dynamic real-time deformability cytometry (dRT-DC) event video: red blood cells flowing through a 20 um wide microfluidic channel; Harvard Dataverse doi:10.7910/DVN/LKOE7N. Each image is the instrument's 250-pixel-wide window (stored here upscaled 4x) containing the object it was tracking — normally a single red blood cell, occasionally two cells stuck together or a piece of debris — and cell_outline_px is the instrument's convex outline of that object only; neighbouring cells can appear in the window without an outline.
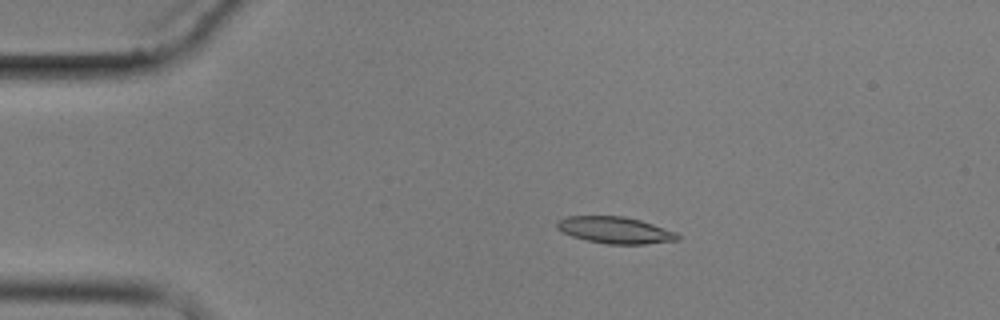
{"species": "common noctule bat (a hibernating species)", "species_latin": "Nyctalus noctula", "temperature_condition": "cold", "stored_images_in_passage": 14, "camera_frame_rate_fps": 3000, "um_per_image_px": 0.085, "animal": {"sex": "male", "body_mass_g": 17.9}, "frame": {"image": 1, "passage_image": 2, "time_ms": 2.0, "image_size_px": [1000, 320], "cell_outline_px": [[680, 240], [644, 244], [604, 244], [572, 236], [556, 228], [556, 220], [568, 216], [624, 216], [640, 220], [676, 232], [680, 236]], "centroid_in_image_um": [52.28, 19.56], "position_along_channel_um": 32.7, "area_um2": 18.73}}
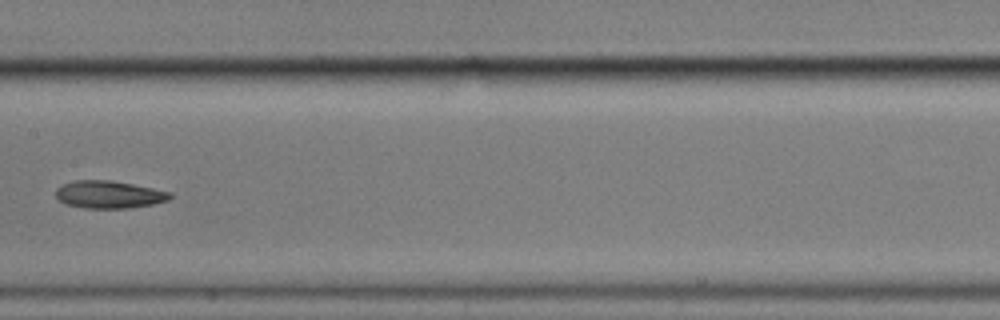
{"frame": {"image": 2, "passage_image": 7, "time_ms": 8.0, "image_size_px": [1000, 320], "cell_outline_px": [[172, 196], [168, 200], [152, 204], [128, 208], [84, 208], [64, 204], [56, 200], [56, 188], [60, 184], [76, 180], [112, 180], [172, 192]], "centroid_in_image_um": [9.2, 16.53], "position_along_channel_um": 198.2, "area_um2": 18.5}}
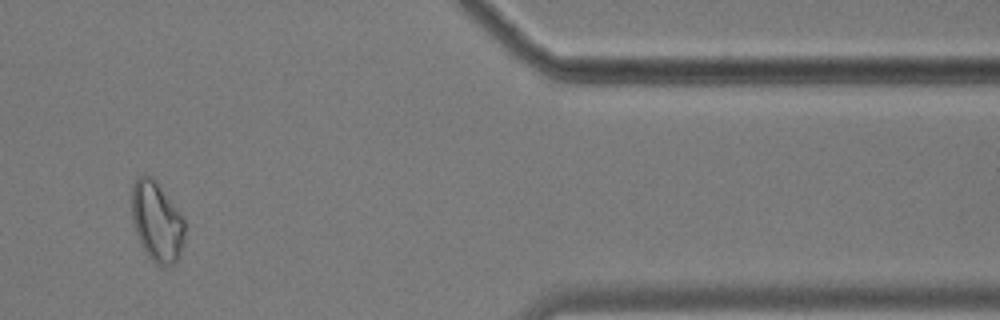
{"frame": {"image": 3, "passage_image": 12, "time_ms": 14.667, "image_size_px": [1000, 320], "cell_outline_px": [[184, 240], [180, 256], [172, 264], [164, 268], [156, 264], [148, 256], [140, 244], [132, 220], [132, 184], [144, 172], [152, 176], [156, 180], [184, 216]], "centroid_in_image_um": [13.34, 18.82], "position_along_channel_um": 398.1, "area_um2": 25.14}, "authors_computed_cell_mechanics": {"area_um2": 18.7561, "velocity_mm_per_s": 3.5015, "shape_relaxation_time_tau1_ms": null, "shape_relaxation_time_tau2_ms": 2.8488, "deformation_change_tau1": null, "deformation_change_tau2": 0.0921}}